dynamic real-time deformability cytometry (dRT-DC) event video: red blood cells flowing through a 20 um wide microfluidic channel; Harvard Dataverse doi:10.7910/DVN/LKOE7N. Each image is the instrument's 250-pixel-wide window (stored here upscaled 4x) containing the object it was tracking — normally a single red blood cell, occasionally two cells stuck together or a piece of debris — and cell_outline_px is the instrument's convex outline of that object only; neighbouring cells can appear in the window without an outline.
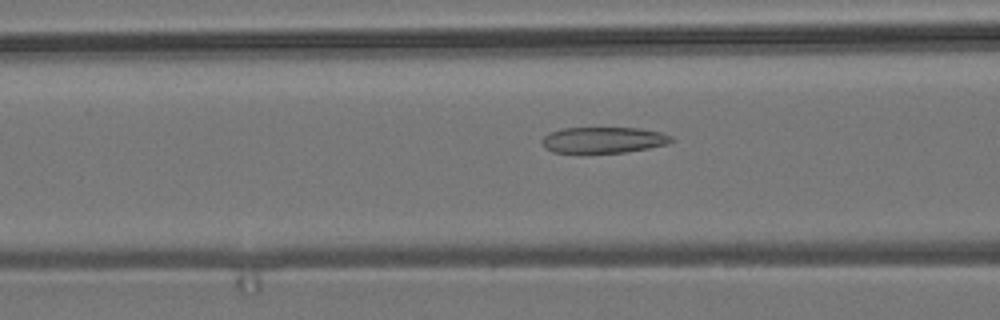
{"species": "common noctule bat (a hibernating species)", "species_latin": "Nyctalus noctula", "temperature_condition": "room temperature", "stored_images_in_passage": 43, "camera_frame_rate_fps": 3000, "um_per_image_px": 0.085, "animal": {"sex": "male", "body_mass_g": 19.2, "forearm_length_mm": 51.8}, "frame": {"image": 1, "passage_image": 9, "time_ms": 2.667, "image_size_px": [1000, 320], "cell_outline_px": [[676, 140], [668, 144], [648, 148], [624, 152], [552, 152], [544, 148], [540, 140], [548, 132], [560, 128], [640, 128], [660, 132], [672, 136]], "centroid_in_image_um": [51.28, 11.89], "position_along_channel_um": 115.3, "area_um2": 19.71}}
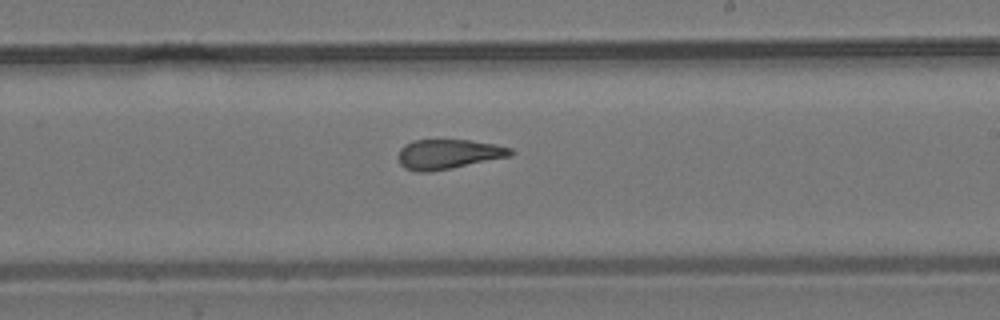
{"frame": {"image": 2, "passage_image": 20, "time_ms": 6.333, "image_size_px": [1000, 320], "cell_outline_px": [[516, 152], [512, 156], [432, 172], [420, 172], [404, 168], [400, 164], [396, 156], [400, 148], [404, 144], [412, 140], [468, 140], [496, 144], [512, 148]], "centroid_in_image_um": [38.1, 13.1], "position_along_channel_um": 250.9, "area_um2": 19.83}}
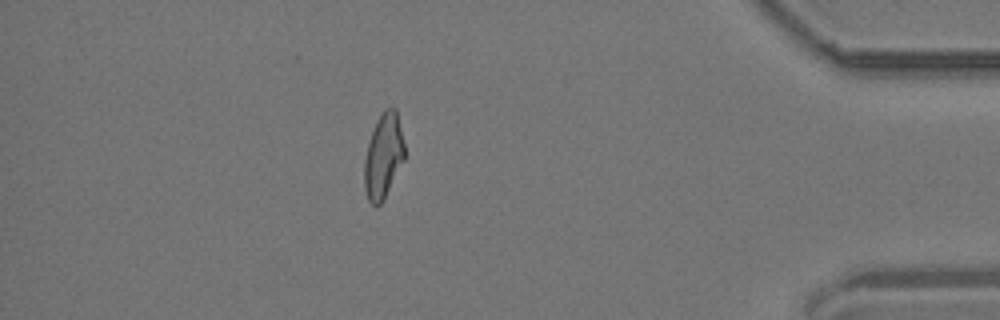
{"frame": {"image": 3, "passage_image": 36, "time_ms": 11.667, "image_size_px": [1000, 320], "cell_outline_px": [[404, 160], [384, 200], [380, 204], [372, 204], [368, 200], [364, 188], [364, 160], [368, 144], [376, 120], [384, 108], [396, 108], [404, 144]], "centroid_in_image_um": [32.58, 13.26], "position_along_channel_um": 402.6, "area_um2": 19.83}, "authors_computed_cell_mechanics": {"area_um2": 20.1144, "velocity_mm_per_s": 3.695, "shape_relaxation_time_tau1_ms": null, "shape_relaxation_time_tau2_ms": 2.3809, "deformation_change_tau1": null, "deformation_change_tau2": 0.1167}}